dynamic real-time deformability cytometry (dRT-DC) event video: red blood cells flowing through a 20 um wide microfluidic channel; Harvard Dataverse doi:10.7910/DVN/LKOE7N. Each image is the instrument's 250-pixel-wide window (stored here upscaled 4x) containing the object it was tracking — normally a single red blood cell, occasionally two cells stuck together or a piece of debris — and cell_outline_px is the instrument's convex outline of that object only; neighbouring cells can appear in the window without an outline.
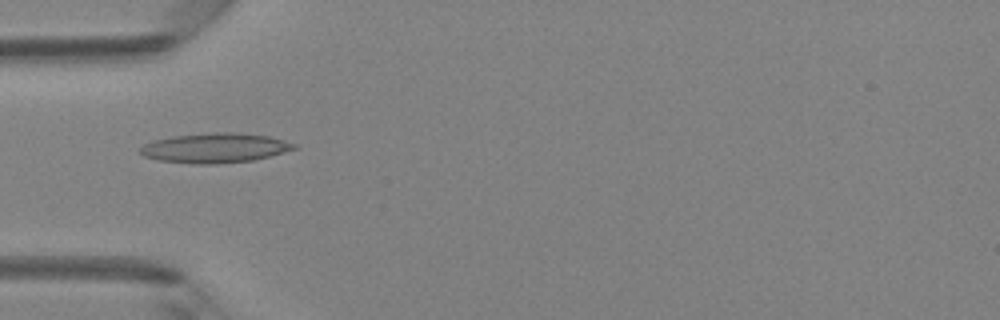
{"species": "Egyptian fruit bat (a non-hibernating species)", "species_latin": "Rousettus aegyptiacus", "temperature_condition": "room temperature", "stored_images_in_passage": 48, "camera_frame_rate_fps": 3000, "um_per_image_px": 0.085, "animal": {"sex": "female"}, "frame": {"image": 1, "passage_image": 15, "time_ms": 4.667, "image_size_px": [1000, 320], "cell_outline_px": [[300, 148], [252, 160], [216, 164], [192, 164], [160, 160], [144, 156], [140, 152], [140, 148], [144, 144], [152, 140], [172, 136], [216, 132], [236, 132], [268, 136], [284, 140], [296, 144]], "centroid_in_image_um": [18.28, 12.57], "position_along_channel_um": 66.7, "area_um2": 26.65}}
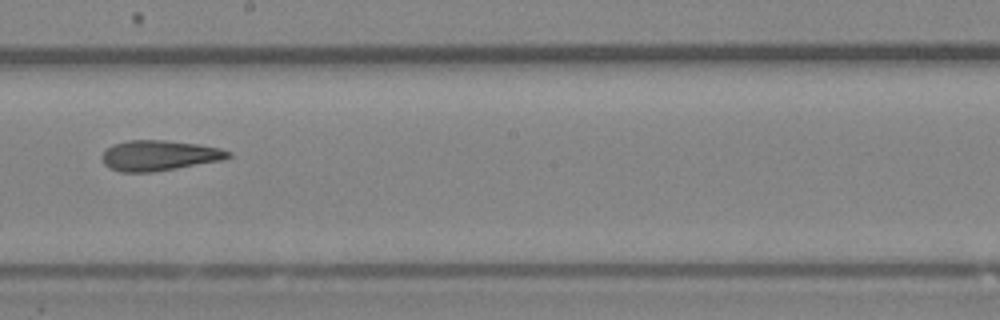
{"frame": {"image": 2, "passage_image": 27, "time_ms": 8.667, "image_size_px": [1000, 320], "cell_outline_px": [[232, 156], [224, 160], [152, 172], [120, 172], [104, 164], [100, 156], [112, 144], [128, 140], [164, 140], [200, 144], [220, 148], [232, 152]], "centroid_in_image_um": [13.55, 13.21], "position_along_channel_um": 234.6, "area_um2": 22.43}}
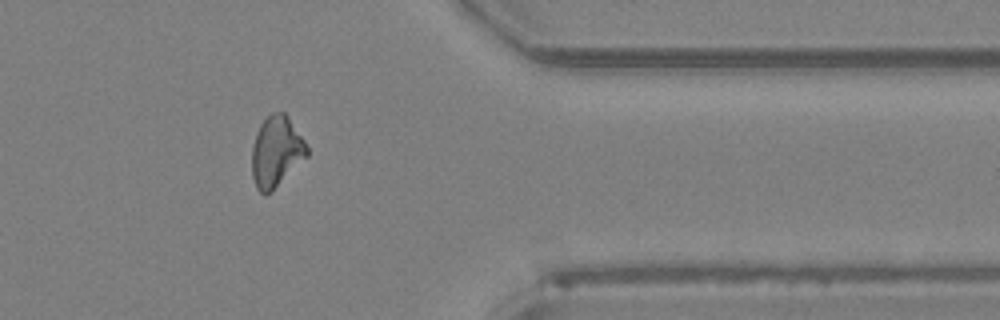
{"frame": {"image": 3, "passage_image": 39, "time_ms": 12.667, "image_size_px": [1000, 320], "cell_outline_px": [[308, 156], [272, 192], [264, 196], [256, 188], [252, 176], [252, 148], [256, 132], [260, 124], [272, 112], [284, 112], [288, 116], [304, 140], [308, 148]], "centroid_in_image_um": [23.48, 12.92], "position_along_channel_um": 387.9, "area_um2": 22.89}, "authors_computed_cell_mechanics": {"area_um2": 22.6576, "velocity_mm_per_s": 4.2211, "shape_relaxation_time_tau1_ms": null, "shape_relaxation_time_tau2_ms": 4.6599, "deformation_change_tau1": null, "deformation_change_tau2": 0.1521}}